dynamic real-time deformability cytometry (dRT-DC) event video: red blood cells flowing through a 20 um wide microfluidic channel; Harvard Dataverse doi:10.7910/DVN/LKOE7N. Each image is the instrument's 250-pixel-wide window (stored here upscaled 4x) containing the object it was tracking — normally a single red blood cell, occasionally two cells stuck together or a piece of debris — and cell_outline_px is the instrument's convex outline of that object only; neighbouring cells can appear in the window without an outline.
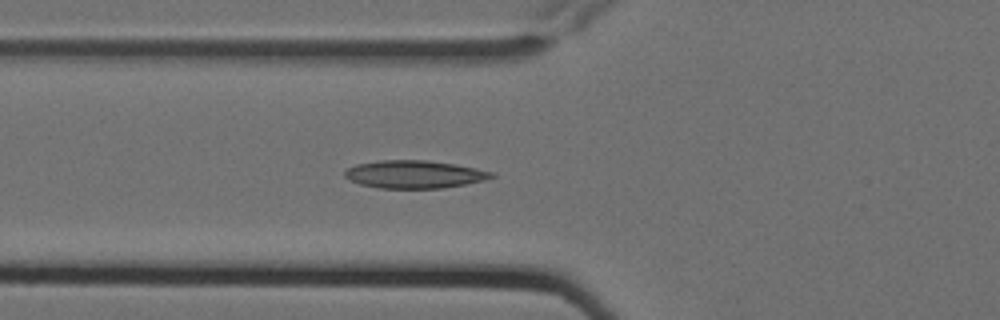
{"species": "Egyptian fruit bat (a non-hibernating species)", "species_latin": "Rousettus aegyptiacus", "temperature_condition": "cold", "stored_images_in_passage": 5, "camera_frame_rate_fps": 3000, "um_per_image_px": 0.085, "animal": {"sex": "female"}, "frame": {"image": 1, "passage_image": 5, "time_ms": 1.333, "image_size_px": [1000, 320], "cell_outline_px": [[496, 176], [484, 180], [444, 188], [380, 188], [360, 184], [348, 180], [344, 176], [344, 172], [348, 168], [356, 164], [380, 160], [424, 160], [456, 164], [476, 168], [492, 172]], "centroid_in_image_um": [35.2, 14.81], "position_along_channel_um": 90.6, "area_um2": 23.76}}